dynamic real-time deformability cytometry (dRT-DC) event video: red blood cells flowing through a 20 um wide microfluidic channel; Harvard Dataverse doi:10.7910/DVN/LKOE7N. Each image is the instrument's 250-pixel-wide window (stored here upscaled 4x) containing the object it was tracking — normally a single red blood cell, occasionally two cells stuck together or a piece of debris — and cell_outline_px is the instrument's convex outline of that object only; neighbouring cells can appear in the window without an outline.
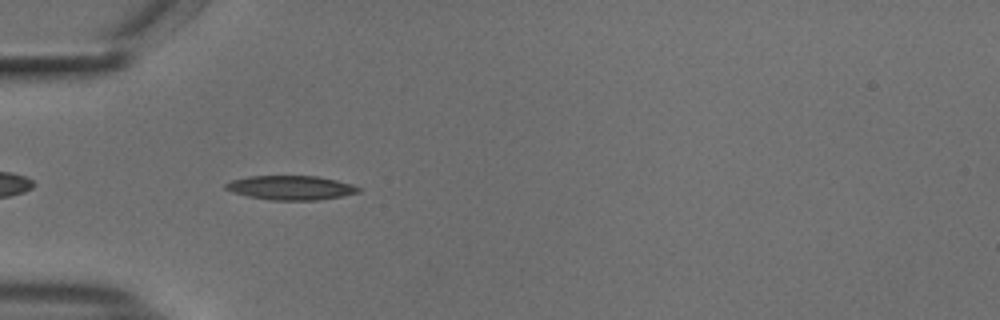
{"species": "common noctule bat (a hibernating species)", "species_latin": "Nyctalus noctula", "temperature_condition": "cold", "stored_images_in_passage": 42, "camera_frame_rate_fps": 3000, "um_per_image_px": 0.085, "animal": {"sex": "male", "body_mass_g": 18.8}, "frame": {"image": 1, "passage_image": 5, "time_ms": 1.333, "image_size_px": [1000, 320], "cell_outline_px": [[360, 192], [344, 196], [316, 200], [272, 200], [248, 196], [232, 192], [224, 188], [224, 184], [232, 180], [248, 176], [316, 176], [336, 180], [352, 184], [360, 188]], "centroid_in_image_um": [24.72, 15.95], "position_along_channel_um": 60.3, "area_um2": 18.73}}
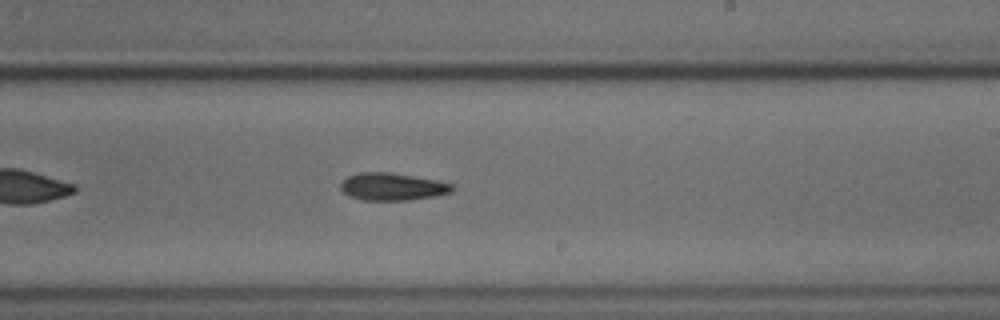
{"frame": {"image": 2, "passage_image": 21, "time_ms": 6.667, "image_size_px": [1000, 320], "cell_outline_px": [[452, 192], [432, 196], [408, 200], [364, 200], [352, 196], [344, 192], [340, 188], [340, 184], [348, 176], [360, 172], [388, 172], [436, 180], [452, 184]], "centroid_in_image_um": [33.33, 15.86], "position_along_channel_um": 255.7, "area_um2": 17.46}}
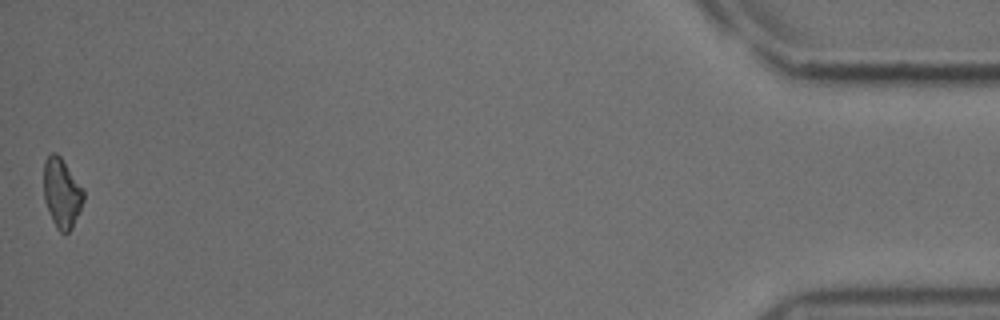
{"frame": {"image": 3, "passage_image": 42, "time_ms": 13.667, "image_size_px": [1000, 320], "cell_outline_px": [[84, 200], [80, 212], [72, 228], [64, 236], [56, 228], [52, 220], [44, 200], [44, 160], [52, 152], [56, 152], [60, 156], [84, 192]], "centroid_in_image_um": [5.24, 16.45], "position_along_channel_um": 430.0, "area_um2": 16.07}, "authors_computed_cell_mechanics": {"area_um2": 17.4556, "velocity_mm_per_s": 3.7372, "shape_relaxation_time_tau1_ms": 4.1179, "shape_relaxation_time_tau2_ms": null, "deformation_change_tau1": 0.1126, "deformation_change_tau2": null}}